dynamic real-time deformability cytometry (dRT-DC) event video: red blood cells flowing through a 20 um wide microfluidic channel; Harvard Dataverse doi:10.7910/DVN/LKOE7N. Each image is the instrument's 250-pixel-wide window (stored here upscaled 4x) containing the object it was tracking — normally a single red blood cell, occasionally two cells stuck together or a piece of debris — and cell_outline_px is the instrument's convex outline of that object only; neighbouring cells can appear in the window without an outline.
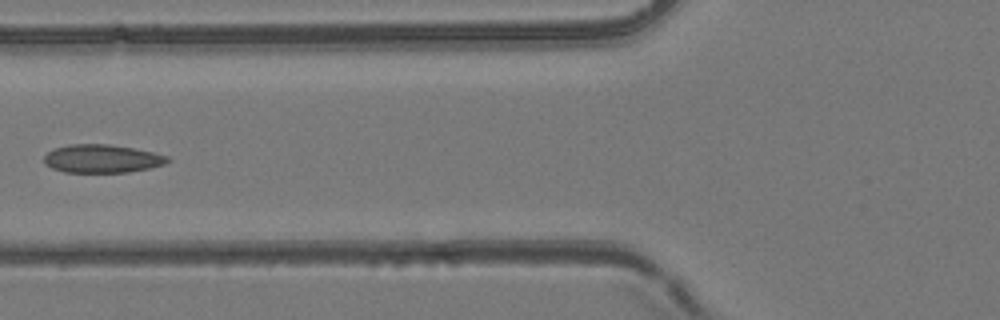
{"species": "common noctule bat (a hibernating species)", "species_latin": "Nyctalus noctula", "temperature_condition": "room temperature", "stored_images_in_passage": 5, "camera_frame_rate_fps": 3000, "um_per_image_px": 0.085, "animal": {"sex": "female", "body_mass_g": 24.6, "forearm_length_mm": 56.2}, "frame": {"image": 1, "passage_image": 5, "time_ms": 1.333, "image_size_px": [1000, 320], "cell_outline_px": [[172, 160], [164, 164], [148, 168], [128, 172], [64, 172], [52, 168], [44, 164], [44, 156], [52, 148], [68, 144], [108, 144], [132, 148], [152, 152], [168, 156]], "centroid_in_image_um": [8.63, 13.48], "position_along_channel_um": 117.2, "area_um2": 20.35}}